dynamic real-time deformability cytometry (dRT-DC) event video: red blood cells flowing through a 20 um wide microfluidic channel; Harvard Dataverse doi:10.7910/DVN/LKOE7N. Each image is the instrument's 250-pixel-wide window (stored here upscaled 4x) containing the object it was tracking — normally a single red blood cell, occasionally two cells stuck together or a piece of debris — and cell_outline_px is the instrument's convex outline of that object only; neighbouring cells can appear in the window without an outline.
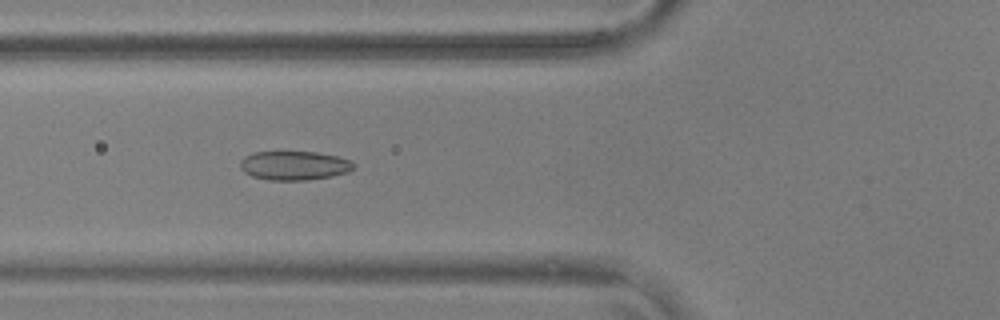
{"species": "common noctule bat (a hibernating species)", "species_latin": "Nyctalus noctula", "temperature_condition": "warm", "stored_images_in_passage": 55, "camera_frame_rate_fps": 3000, "um_per_image_px": 0.085, "animal": {"sex": "male", "body_mass_g": 17.9, "forearm_length_mm": 54.2}, "frame": {"image": 1, "passage_image": 21, "time_ms": 6.667, "image_size_px": [1000, 320], "cell_outline_px": [[356, 164], [348, 172], [332, 176], [308, 180], [268, 180], [252, 176], [244, 172], [240, 168], [240, 160], [252, 152], [316, 152], [336, 156], [352, 160]], "centroid_in_image_um": [25.01, 14.07], "position_along_channel_um": 100.8, "area_um2": 19.25}}
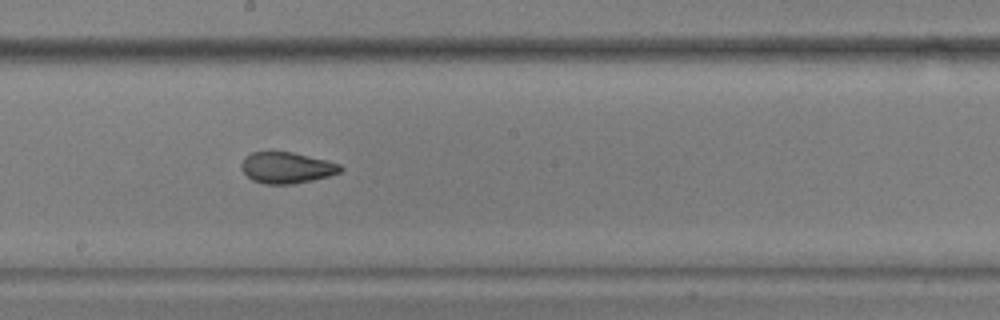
{"frame": {"image": 2, "passage_image": 31, "time_ms": 10.0, "image_size_px": [1000, 320], "cell_outline_px": [[344, 168], [340, 172], [328, 176], [312, 180], [292, 184], [264, 184], [252, 180], [240, 168], [240, 164], [244, 156], [252, 152], [292, 152], [328, 160], [340, 164]], "centroid_in_image_um": [24.36, 14.25], "position_along_channel_um": 223.8, "area_um2": 18.09}}
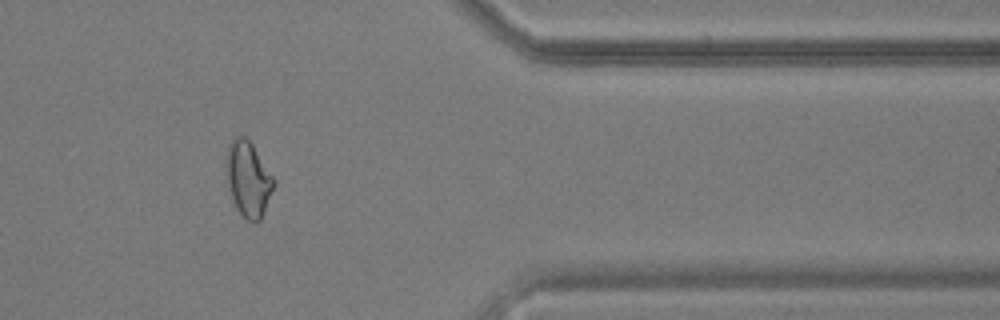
{"frame": {"image": 3, "passage_image": 46, "time_ms": 15.0, "image_size_px": [1000, 320], "cell_outline_px": [[276, 184], [264, 212], [260, 220], [256, 224], [248, 220], [236, 208], [232, 200], [228, 180], [228, 144], [236, 136], [244, 136], [252, 144], [276, 180]], "centroid_in_image_um": [21.15, 15.25], "position_along_channel_um": 390.2, "area_um2": 20.46}, "authors_computed_cell_mechanics": {"area_um2": 19.7098, "velocity_mm_per_s": 3.6837, "shape_relaxation_time_tau1_ms": null, "shape_relaxation_time_tau2_ms": 1.8746, "deformation_change_tau1": null, "deformation_change_tau2": 0.0859}}